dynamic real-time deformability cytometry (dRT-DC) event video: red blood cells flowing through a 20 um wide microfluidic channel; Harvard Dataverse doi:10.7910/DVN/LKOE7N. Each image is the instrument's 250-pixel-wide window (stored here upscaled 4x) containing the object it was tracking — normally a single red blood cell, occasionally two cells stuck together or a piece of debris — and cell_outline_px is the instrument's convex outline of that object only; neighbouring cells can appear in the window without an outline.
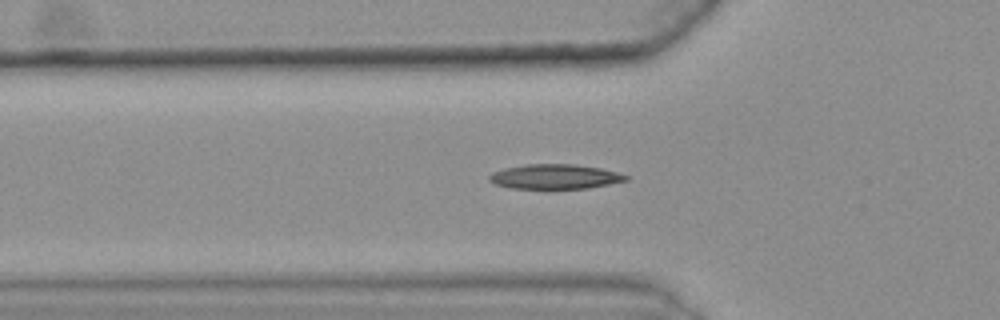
{"species": "common noctule bat (a hibernating species)", "species_latin": "Nyctalus noctula", "temperature_condition": "warm", "stored_images_in_passage": 48, "camera_frame_rate_fps": 3000, "um_per_image_px": 0.085, "animal": {"sex": "female", "body_mass_g": 25.1}, "frame": {"image": 1, "passage_image": 19, "time_ms": 6.0, "image_size_px": [1000, 320], "cell_outline_px": [[628, 180], [588, 188], [508, 188], [496, 184], [488, 180], [488, 176], [492, 172], [504, 168], [524, 164], [576, 164], [600, 168], [616, 172], [628, 176]], "centroid_in_image_um": [47.12, 15.0], "position_along_channel_um": 78.7, "area_um2": 19.59}}
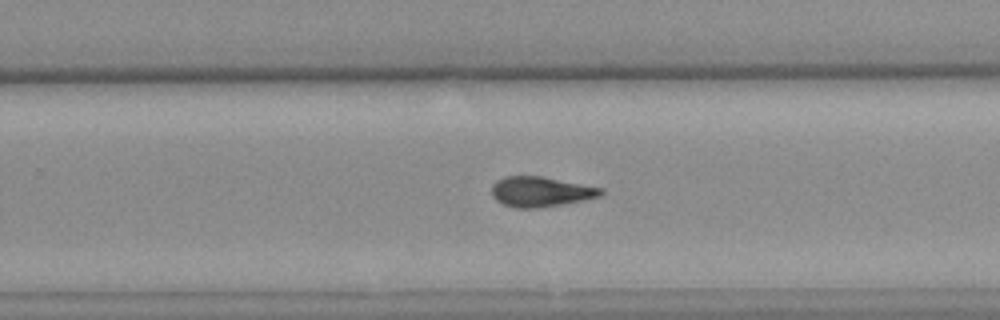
{"frame": {"image": 2, "passage_image": 36, "time_ms": 11.667, "image_size_px": [1000, 320], "cell_outline_px": [[604, 192], [600, 196], [584, 200], [564, 204], [540, 208], [516, 208], [504, 204], [496, 200], [492, 196], [492, 184], [496, 180], [504, 176], [540, 176], [604, 188]], "centroid_in_image_um": [45.96, 16.3], "position_along_channel_um": 283.8, "area_um2": 19.25}}
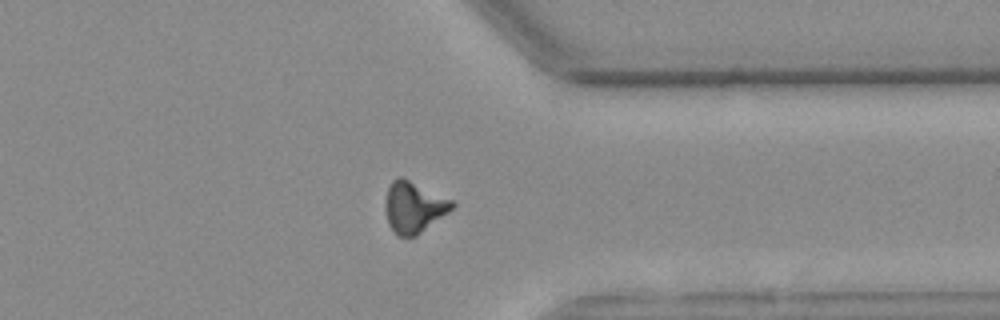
{"frame": {"image": 3, "passage_image": 44, "time_ms": 14.333, "image_size_px": [1000, 320], "cell_outline_px": [[456, 204], [448, 212], [416, 236], [400, 236], [388, 224], [384, 208], [384, 204], [388, 188], [392, 180], [400, 176], [452, 200]], "centroid_in_image_um": [35.14, 17.6], "position_along_channel_um": 376.3, "area_um2": 19.54}, "authors_computed_cell_mechanics": {"area_um2": 18.9295, "velocity_mm_per_s": 3.6169, "shape_relaxation_time_tau1_ms": null, "shape_relaxation_time_tau2_ms": 3.9971, "deformation_change_tau1": null, "deformation_change_tau2": 0.1204}}